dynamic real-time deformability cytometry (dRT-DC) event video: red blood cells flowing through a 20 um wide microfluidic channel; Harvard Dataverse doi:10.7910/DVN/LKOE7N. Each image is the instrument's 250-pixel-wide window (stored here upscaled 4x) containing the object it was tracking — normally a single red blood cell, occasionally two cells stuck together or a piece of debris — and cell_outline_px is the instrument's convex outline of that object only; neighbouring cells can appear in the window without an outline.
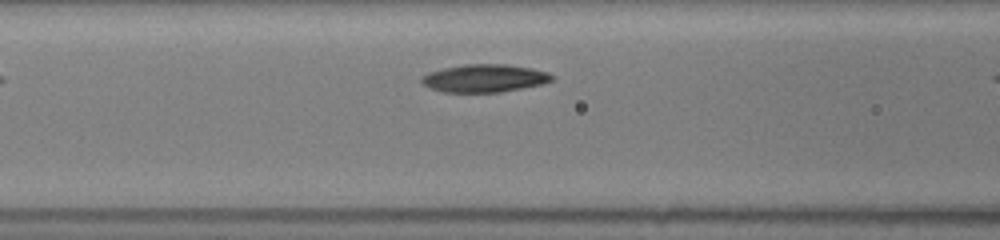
{"species": "common noctule bat (a hibernating species)", "species_latin": "Nyctalus noctula", "temperature_condition": "room temperature", "stored_images_in_passage": 4, "camera_frame_rate_fps": 3000, "um_per_image_px": 0.085, "animal": {"sex": "female", "body_mass_g": 19.5, "forearm_length_mm": 54.1}, "frame": {"image": 1, "passage_image": 3, "time_ms": 0.333, "image_size_px": [1000, 240], "cell_outline_px": [[556, 76], [552, 80], [544, 84], [524, 88], [500, 92], [444, 92], [428, 88], [420, 80], [420, 76], [428, 72], [444, 68], [464, 64], [508, 64], [532, 68], [548, 72]], "centroid_in_image_um": [41.2, 6.65], "position_along_channel_um": 125.4, "area_um2": 21.44}}